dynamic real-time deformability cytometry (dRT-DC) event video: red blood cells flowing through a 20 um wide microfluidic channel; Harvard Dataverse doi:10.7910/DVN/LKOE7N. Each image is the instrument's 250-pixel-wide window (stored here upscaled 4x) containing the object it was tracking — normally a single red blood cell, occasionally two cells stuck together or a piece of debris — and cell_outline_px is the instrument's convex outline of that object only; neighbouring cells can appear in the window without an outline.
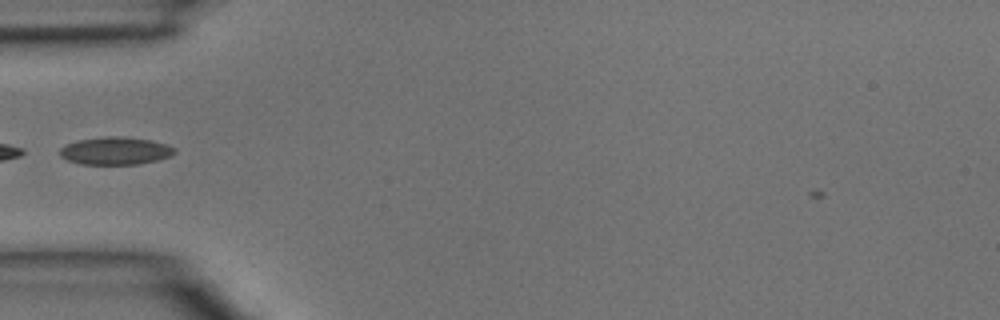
{"species": "common noctule bat (a hibernating species)", "species_latin": "Nyctalus noctula", "temperature_condition": "room temperature", "stored_images_in_passage": 1, "camera_frame_rate_fps": 3000, "um_per_image_px": 0.085, "animal": {"sex": "male", "body_mass_g": 15.6}, "frame": {"image": 1, "passage_image": 1, "time_ms": 0.0, "image_size_px": [1000, 320], "cell_outline_px": [[176, 152], [168, 156], [156, 160], [136, 164], [80, 164], [68, 160], [60, 156], [60, 148], [76, 140], [108, 136], [124, 136], [152, 140], [176, 148]], "centroid_in_image_um": [9.79, 12.81], "position_along_channel_um": 75.2, "area_um2": 18.38}}